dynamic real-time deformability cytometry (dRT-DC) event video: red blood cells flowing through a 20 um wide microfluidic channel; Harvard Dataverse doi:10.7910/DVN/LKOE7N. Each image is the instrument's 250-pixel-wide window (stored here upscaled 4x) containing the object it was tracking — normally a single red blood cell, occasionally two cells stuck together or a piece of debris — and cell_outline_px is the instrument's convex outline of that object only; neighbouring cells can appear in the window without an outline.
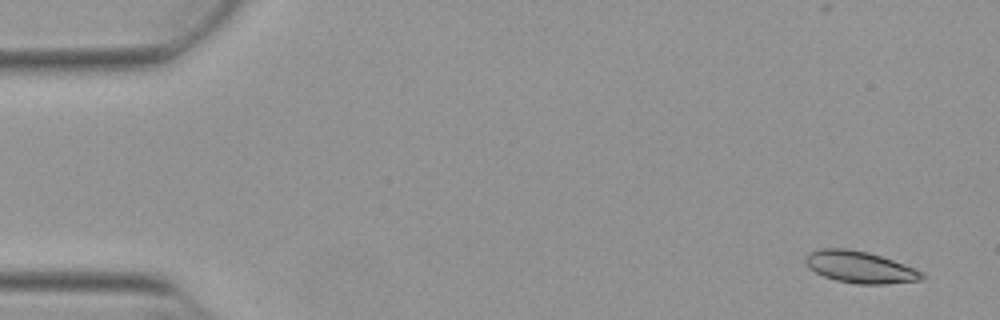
{"species": "Egyptian fruit bat (a non-hibernating species)", "species_latin": "Rousettus aegyptiacus", "temperature_condition": "warm", "stored_images_in_passage": 18, "camera_frame_rate_fps": 3000, "um_per_image_px": 0.085, "animal": {"sex": "female"}, "frame": {"image": 1, "passage_image": 3, "time_ms": 0.667, "image_size_px": [1000, 320], "cell_outline_px": [[924, 276], [920, 280], [884, 284], [856, 284], [836, 280], [824, 276], [808, 268], [804, 264], [804, 256], [808, 252], [820, 248], [848, 248], [868, 252], [892, 260], [912, 268], [920, 272]], "centroid_in_image_um": [72.98, 22.69], "position_along_channel_um": 12.0, "area_um2": 21.44}}
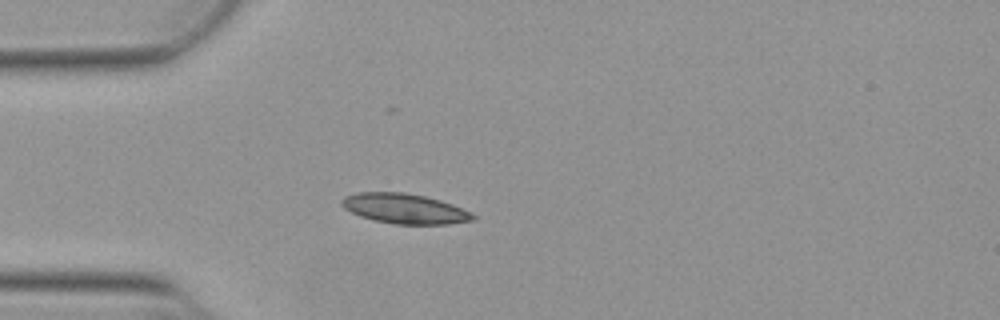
{"frame": {"image": 2, "passage_image": 15, "time_ms": 4.667, "image_size_px": [1000, 320], "cell_outline_px": [[476, 220], [448, 224], [396, 224], [372, 220], [360, 216], [344, 208], [340, 204], [340, 200], [344, 196], [356, 192], [404, 192], [424, 196], [440, 200], [452, 204], [472, 212], [476, 216]], "centroid_in_image_um": [34.39, 17.73], "position_along_channel_um": 50.6, "area_um2": 23.12}}